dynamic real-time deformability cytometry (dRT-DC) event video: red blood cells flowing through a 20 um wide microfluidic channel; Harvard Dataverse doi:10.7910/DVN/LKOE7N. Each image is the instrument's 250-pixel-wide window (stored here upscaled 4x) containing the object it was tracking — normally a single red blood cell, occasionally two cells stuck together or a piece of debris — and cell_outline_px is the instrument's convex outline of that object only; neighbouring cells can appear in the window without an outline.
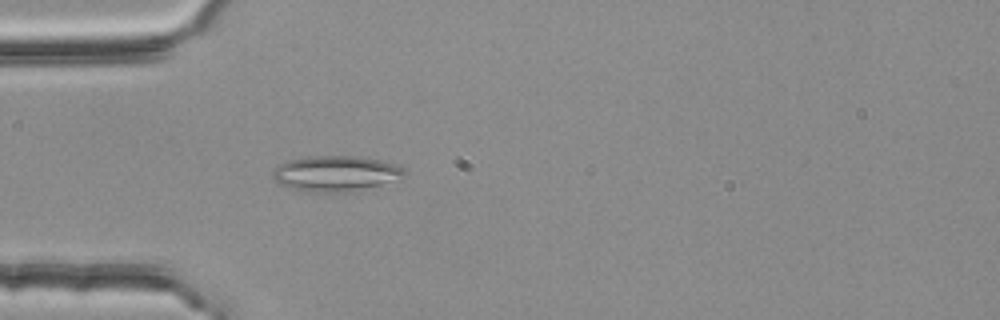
{"species": "common noctule bat (a hibernating species)", "species_latin": "Nyctalus noctula", "temperature_condition": "room temperature", "stored_images_in_passage": 3, "camera_frame_rate_fps": 3000, "um_per_image_px": 0.085, "animal": {"sex": "female", "body_mass_g": 25.1}, "frame": {"image": 1, "passage_image": 3, "time_ms": 0.667, "image_size_px": [1000, 320], "cell_outline_px": [[408, 176], [400, 180], [352, 192], [308, 192], [292, 188], [280, 184], [272, 180], [272, 172], [280, 164], [288, 160], [308, 156], [360, 156], [380, 160], [396, 164], [404, 168], [408, 172]], "centroid_in_image_um": [28.61, 14.75], "position_along_channel_um": 56.4, "area_um2": 27.86}}